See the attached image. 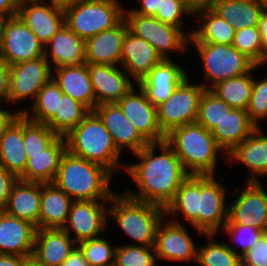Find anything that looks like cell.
<instances>
[{
    "mask_svg": "<svg viewBox=\"0 0 267 266\" xmlns=\"http://www.w3.org/2000/svg\"><path fill=\"white\" fill-rule=\"evenodd\" d=\"M157 147L161 152L155 155ZM134 155L139 162L122 166L139 190L135 193L127 189L124 193L166 209L182 182L189 176L181 160L166 141L148 143Z\"/></svg>",
    "mask_w": 267,
    "mask_h": 266,
    "instance_id": "1",
    "label": "cell"
},
{
    "mask_svg": "<svg viewBox=\"0 0 267 266\" xmlns=\"http://www.w3.org/2000/svg\"><path fill=\"white\" fill-rule=\"evenodd\" d=\"M225 201L226 188L214 175H189L166 207L165 215H182L199 234H217L228 219Z\"/></svg>",
    "mask_w": 267,
    "mask_h": 266,
    "instance_id": "2",
    "label": "cell"
},
{
    "mask_svg": "<svg viewBox=\"0 0 267 266\" xmlns=\"http://www.w3.org/2000/svg\"><path fill=\"white\" fill-rule=\"evenodd\" d=\"M112 173L105 167L66 151L53 183L73 201L110 200Z\"/></svg>",
    "mask_w": 267,
    "mask_h": 266,
    "instance_id": "3",
    "label": "cell"
},
{
    "mask_svg": "<svg viewBox=\"0 0 267 266\" xmlns=\"http://www.w3.org/2000/svg\"><path fill=\"white\" fill-rule=\"evenodd\" d=\"M165 141L172 147L189 175H216L218 154L226 153L211 131L197 122L172 129Z\"/></svg>",
    "mask_w": 267,
    "mask_h": 266,
    "instance_id": "4",
    "label": "cell"
},
{
    "mask_svg": "<svg viewBox=\"0 0 267 266\" xmlns=\"http://www.w3.org/2000/svg\"><path fill=\"white\" fill-rule=\"evenodd\" d=\"M66 149L70 154L97 163L112 174L119 167L121 153L113 143L111 134L99 117L90 113L65 136Z\"/></svg>",
    "mask_w": 267,
    "mask_h": 266,
    "instance_id": "5",
    "label": "cell"
},
{
    "mask_svg": "<svg viewBox=\"0 0 267 266\" xmlns=\"http://www.w3.org/2000/svg\"><path fill=\"white\" fill-rule=\"evenodd\" d=\"M108 218L118 223L119 228L125 232L137 246H154L157 227L166 217L165 208L136 200L122 194L114 193L109 201Z\"/></svg>",
    "mask_w": 267,
    "mask_h": 266,
    "instance_id": "6",
    "label": "cell"
},
{
    "mask_svg": "<svg viewBox=\"0 0 267 266\" xmlns=\"http://www.w3.org/2000/svg\"><path fill=\"white\" fill-rule=\"evenodd\" d=\"M119 0H82L64 10L65 25L79 38L87 40L117 26L124 19Z\"/></svg>",
    "mask_w": 267,
    "mask_h": 266,
    "instance_id": "7",
    "label": "cell"
},
{
    "mask_svg": "<svg viewBox=\"0 0 267 266\" xmlns=\"http://www.w3.org/2000/svg\"><path fill=\"white\" fill-rule=\"evenodd\" d=\"M202 60L203 77L200 84L211 90L220 82L249 73L256 64L232 45L193 43ZM208 81L210 85L208 84Z\"/></svg>",
    "mask_w": 267,
    "mask_h": 266,
    "instance_id": "8",
    "label": "cell"
},
{
    "mask_svg": "<svg viewBox=\"0 0 267 266\" xmlns=\"http://www.w3.org/2000/svg\"><path fill=\"white\" fill-rule=\"evenodd\" d=\"M124 19L129 30L150 43L165 60L170 59L171 52L182 51L183 53L188 46L189 37L193 33V29L187 33L183 29L165 24L155 17L133 14L126 8Z\"/></svg>",
    "mask_w": 267,
    "mask_h": 266,
    "instance_id": "9",
    "label": "cell"
},
{
    "mask_svg": "<svg viewBox=\"0 0 267 266\" xmlns=\"http://www.w3.org/2000/svg\"><path fill=\"white\" fill-rule=\"evenodd\" d=\"M204 91L200 83L191 84L188 76L165 102L157 106L158 123L165 135L176 127L196 122Z\"/></svg>",
    "mask_w": 267,
    "mask_h": 266,
    "instance_id": "10",
    "label": "cell"
},
{
    "mask_svg": "<svg viewBox=\"0 0 267 266\" xmlns=\"http://www.w3.org/2000/svg\"><path fill=\"white\" fill-rule=\"evenodd\" d=\"M3 30L2 57L10 65L44 56V45L17 15L0 19Z\"/></svg>",
    "mask_w": 267,
    "mask_h": 266,
    "instance_id": "11",
    "label": "cell"
},
{
    "mask_svg": "<svg viewBox=\"0 0 267 266\" xmlns=\"http://www.w3.org/2000/svg\"><path fill=\"white\" fill-rule=\"evenodd\" d=\"M110 200L73 201L65 226L62 228L78 244L100 237L108 227V202ZM107 203V205L105 204ZM76 237V238H75Z\"/></svg>",
    "mask_w": 267,
    "mask_h": 266,
    "instance_id": "12",
    "label": "cell"
},
{
    "mask_svg": "<svg viewBox=\"0 0 267 266\" xmlns=\"http://www.w3.org/2000/svg\"><path fill=\"white\" fill-rule=\"evenodd\" d=\"M50 64L43 56L10 65L8 102L14 106L20 100L34 98L32 104L38 92L52 79L53 69Z\"/></svg>",
    "mask_w": 267,
    "mask_h": 266,
    "instance_id": "13",
    "label": "cell"
},
{
    "mask_svg": "<svg viewBox=\"0 0 267 266\" xmlns=\"http://www.w3.org/2000/svg\"><path fill=\"white\" fill-rule=\"evenodd\" d=\"M233 196L236 199L228 205L226 224H242L267 232V193L260 180L246 182V186Z\"/></svg>",
    "mask_w": 267,
    "mask_h": 266,
    "instance_id": "14",
    "label": "cell"
},
{
    "mask_svg": "<svg viewBox=\"0 0 267 266\" xmlns=\"http://www.w3.org/2000/svg\"><path fill=\"white\" fill-rule=\"evenodd\" d=\"M154 248L157 261L162 259L170 262H184L192 259L197 261L198 248L177 217L172 219L164 217L160 222Z\"/></svg>",
    "mask_w": 267,
    "mask_h": 266,
    "instance_id": "15",
    "label": "cell"
},
{
    "mask_svg": "<svg viewBox=\"0 0 267 266\" xmlns=\"http://www.w3.org/2000/svg\"><path fill=\"white\" fill-rule=\"evenodd\" d=\"M137 87L139 94L133 87L116 104L148 143L165 141L166 135L158 123L157 107L148 100L140 86Z\"/></svg>",
    "mask_w": 267,
    "mask_h": 266,
    "instance_id": "16",
    "label": "cell"
},
{
    "mask_svg": "<svg viewBox=\"0 0 267 266\" xmlns=\"http://www.w3.org/2000/svg\"><path fill=\"white\" fill-rule=\"evenodd\" d=\"M18 16L43 45L65 25L64 10L44 0H20Z\"/></svg>",
    "mask_w": 267,
    "mask_h": 266,
    "instance_id": "17",
    "label": "cell"
},
{
    "mask_svg": "<svg viewBox=\"0 0 267 266\" xmlns=\"http://www.w3.org/2000/svg\"><path fill=\"white\" fill-rule=\"evenodd\" d=\"M93 112L111 134L121 154L125 148L135 154L148 144L116 103L97 105Z\"/></svg>",
    "mask_w": 267,
    "mask_h": 266,
    "instance_id": "18",
    "label": "cell"
},
{
    "mask_svg": "<svg viewBox=\"0 0 267 266\" xmlns=\"http://www.w3.org/2000/svg\"><path fill=\"white\" fill-rule=\"evenodd\" d=\"M188 77L184 67L163 59L153 66L150 72L137 84L146 94L148 100L155 106L165 102L180 83Z\"/></svg>",
    "mask_w": 267,
    "mask_h": 266,
    "instance_id": "19",
    "label": "cell"
},
{
    "mask_svg": "<svg viewBox=\"0 0 267 266\" xmlns=\"http://www.w3.org/2000/svg\"><path fill=\"white\" fill-rule=\"evenodd\" d=\"M119 67L121 66L88 64L96 106L117 103L134 87L131 77Z\"/></svg>",
    "mask_w": 267,
    "mask_h": 266,
    "instance_id": "20",
    "label": "cell"
},
{
    "mask_svg": "<svg viewBox=\"0 0 267 266\" xmlns=\"http://www.w3.org/2000/svg\"><path fill=\"white\" fill-rule=\"evenodd\" d=\"M162 60L150 43L127 30L122 44L121 67L136 85Z\"/></svg>",
    "mask_w": 267,
    "mask_h": 266,
    "instance_id": "21",
    "label": "cell"
},
{
    "mask_svg": "<svg viewBox=\"0 0 267 266\" xmlns=\"http://www.w3.org/2000/svg\"><path fill=\"white\" fill-rule=\"evenodd\" d=\"M128 29L123 19L117 26L85 40V62L121 66L122 44Z\"/></svg>",
    "mask_w": 267,
    "mask_h": 266,
    "instance_id": "22",
    "label": "cell"
},
{
    "mask_svg": "<svg viewBox=\"0 0 267 266\" xmlns=\"http://www.w3.org/2000/svg\"><path fill=\"white\" fill-rule=\"evenodd\" d=\"M36 226L0 211V254L32 256Z\"/></svg>",
    "mask_w": 267,
    "mask_h": 266,
    "instance_id": "23",
    "label": "cell"
},
{
    "mask_svg": "<svg viewBox=\"0 0 267 266\" xmlns=\"http://www.w3.org/2000/svg\"><path fill=\"white\" fill-rule=\"evenodd\" d=\"M257 127L244 141L235 146L228 154L226 162L243 164L250 169L245 182H258V176L267 175V136ZM258 175V176H257Z\"/></svg>",
    "mask_w": 267,
    "mask_h": 266,
    "instance_id": "24",
    "label": "cell"
},
{
    "mask_svg": "<svg viewBox=\"0 0 267 266\" xmlns=\"http://www.w3.org/2000/svg\"><path fill=\"white\" fill-rule=\"evenodd\" d=\"M53 69L55 74L52 73V79L61 91L93 111L96 107V98L88 72V64L84 62Z\"/></svg>",
    "mask_w": 267,
    "mask_h": 266,
    "instance_id": "25",
    "label": "cell"
},
{
    "mask_svg": "<svg viewBox=\"0 0 267 266\" xmlns=\"http://www.w3.org/2000/svg\"><path fill=\"white\" fill-rule=\"evenodd\" d=\"M76 247L63 229H37L32 257L45 266H60Z\"/></svg>",
    "mask_w": 267,
    "mask_h": 266,
    "instance_id": "26",
    "label": "cell"
},
{
    "mask_svg": "<svg viewBox=\"0 0 267 266\" xmlns=\"http://www.w3.org/2000/svg\"><path fill=\"white\" fill-rule=\"evenodd\" d=\"M40 199L41 183L18 178L2 211L10 216L27 220L39 229Z\"/></svg>",
    "mask_w": 267,
    "mask_h": 266,
    "instance_id": "27",
    "label": "cell"
},
{
    "mask_svg": "<svg viewBox=\"0 0 267 266\" xmlns=\"http://www.w3.org/2000/svg\"><path fill=\"white\" fill-rule=\"evenodd\" d=\"M66 151L65 138L59 136L41 154L27 155L25 171L18 178L30 182L53 183Z\"/></svg>",
    "mask_w": 267,
    "mask_h": 266,
    "instance_id": "28",
    "label": "cell"
},
{
    "mask_svg": "<svg viewBox=\"0 0 267 266\" xmlns=\"http://www.w3.org/2000/svg\"><path fill=\"white\" fill-rule=\"evenodd\" d=\"M49 56L55 68L82 64L85 62V40L64 25L44 45V57L50 63Z\"/></svg>",
    "mask_w": 267,
    "mask_h": 266,
    "instance_id": "29",
    "label": "cell"
},
{
    "mask_svg": "<svg viewBox=\"0 0 267 266\" xmlns=\"http://www.w3.org/2000/svg\"><path fill=\"white\" fill-rule=\"evenodd\" d=\"M72 202L54 183H41L39 229H62Z\"/></svg>",
    "mask_w": 267,
    "mask_h": 266,
    "instance_id": "30",
    "label": "cell"
},
{
    "mask_svg": "<svg viewBox=\"0 0 267 266\" xmlns=\"http://www.w3.org/2000/svg\"><path fill=\"white\" fill-rule=\"evenodd\" d=\"M257 127L250 121L247 111L232 109L211 130L217 144L226 155L244 141Z\"/></svg>",
    "mask_w": 267,
    "mask_h": 266,
    "instance_id": "31",
    "label": "cell"
},
{
    "mask_svg": "<svg viewBox=\"0 0 267 266\" xmlns=\"http://www.w3.org/2000/svg\"><path fill=\"white\" fill-rule=\"evenodd\" d=\"M23 140V114H20L0 138V164L19 177L27 163Z\"/></svg>",
    "mask_w": 267,
    "mask_h": 266,
    "instance_id": "32",
    "label": "cell"
},
{
    "mask_svg": "<svg viewBox=\"0 0 267 266\" xmlns=\"http://www.w3.org/2000/svg\"><path fill=\"white\" fill-rule=\"evenodd\" d=\"M208 6L233 26L235 31L258 27L264 9L255 0H209Z\"/></svg>",
    "mask_w": 267,
    "mask_h": 266,
    "instance_id": "33",
    "label": "cell"
},
{
    "mask_svg": "<svg viewBox=\"0 0 267 266\" xmlns=\"http://www.w3.org/2000/svg\"><path fill=\"white\" fill-rule=\"evenodd\" d=\"M199 19V29L193 30L189 37V44L192 43H215L232 45L235 30L227 21L221 18L209 6L198 10L193 17Z\"/></svg>",
    "mask_w": 267,
    "mask_h": 266,
    "instance_id": "34",
    "label": "cell"
},
{
    "mask_svg": "<svg viewBox=\"0 0 267 266\" xmlns=\"http://www.w3.org/2000/svg\"><path fill=\"white\" fill-rule=\"evenodd\" d=\"M258 67L256 65L249 73L218 83L211 91L230 107L247 111L253 87L252 72Z\"/></svg>",
    "mask_w": 267,
    "mask_h": 266,
    "instance_id": "35",
    "label": "cell"
},
{
    "mask_svg": "<svg viewBox=\"0 0 267 266\" xmlns=\"http://www.w3.org/2000/svg\"><path fill=\"white\" fill-rule=\"evenodd\" d=\"M89 113L90 110L85 105L63 93L58 95L57 110L46 125L59 136H65Z\"/></svg>",
    "mask_w": 267,
    "mask_h": 266,
    "instance_id": "36",
    "label": "cell"
},
{
    "mask_svg": "<svg viewBox=\"0 0 267 266\" xmlns=\"http://www.w3.org/2000/svg\"><path fill=\"white\" fill-rule=\"evenodd\" d=\"M210 240L208 244L199 246L197 263L201 266H241L239 252L227 243L217 242L216 234H205Z\"/></svg>",
    "mask_w": 267,
    "mask_h": 266,
    "instance_id": "37",
    "label": "cell"
},
{
    "mask_svg": "<svg viewBox=\"0 0 267 266\" xmlns=\"http://www.w3.org/2000/svg\"><path fill=\"white\" fill-rule=\"evenodd\" d=\"M58 95H63L60 87L51 79L46 83L43 88L38 92L35 101L32 103V115L26 110H20L27 119L46 124L55 114L58 104Z\"/></svg>",
    "mask_w": 267,
    "mask_h": 266,
    "instance_id": "38",
    "label": "cell"
},
{
    "mask_svg": "<svg viewBox=\"0 0 267 266\" xmlns=\"http://www.w3.org/2000/svg\"><path fill=\"white\" fill-rule=\"evenodd\" d=\"M59 137L49 126L36 123L23 115V140L26 155H37L45 151Z\"/></svg>",
    "mask_w": 267,
    "mask_h": 266,
    "instance_id": "39",
    "label": "cell"
},
{
    "mask_svg": "<svg viewBox=\"0 0 267 266\" xmlns=\"http://www.w3.org/2000/svg\"><path fill=\"white\" fill-rule=\"evenodd\" d=\"M232 109L211 90L205 89L199 102L196 122L211 131Z\"/></svg>",
    "mask_w": 267,
    "mask_h": 266,
    "instance_id": "40",
    "label": "cell"
},
{
    "mask_svg": "<svg viewBox=\"0 0 267 266\" xmlns=\"http://www.w3.org/2000/svg\"><path fill=\"white\" fill-rule=\"evenodd\" d=\"M232 46L244 53L257 66L264 65V46L258 27H246L235 31Z\"/></svg>",
    "mask_w": 267,
    "mask_h": 266,
    "instance_id": "41",
    "label": "cell"
},
{
    "mask_svg": "<svg viewBox=\"0 0 267 266\" xmlns=\"http://www.w3.org/2000/svg\"><path fill=\"white\" fill-rule=\"evenodd\" d=\"M77 247L83 253L89 266H114L116 247L105 238H93L82 241Z\"/></svg>",
    "mask_w": 267,
    "mask_h": 266,
    "instance_id": "42",
    "label": "cell"
},
{
    "mask_svg": "<svg viewBox=\"0 0 267 266\" xmlns=\"http://www.w3.org/2000/svg\"><path fill=\"white\" fill-rule=\"evenodd\" d=\"M154 246L117 245L114 266H156Z\"/></svg>",
    "mask_w": 267,
    "mask_h": 266,
    "instance_id": "43",
    "label": "cell"
},
{
    "mask_svg": "<svg viewBox=\"0 0 267 266\" xmlns=\"http://www.w3.org/2000/svg\"><path fill=\"white\" fill-rule=\"evenodd\" d=\"M250 121L259 127L260 119L267 118V78L256 80L253 78L251 98L247 108Z\"/></svg>",
    "mask_w": 267,
    "mask_h": 266,
    "instance_id": "44",
    "label": "cell"
},
{
    "mask_svg": "<svg viewBox=\"0 0 267 266\" xmlns=\"http://www.w3.org/2000/svg\"><path fill=\"white\" fill-rule=\"evenodd\" d=\"M221 230L231 236V240L239 244L238 246H241L240 256L245 254L265 233V231L259 228L242 224H225Z\"/></svg>",
    "mask_w": 267,
    "mask_h": 266,
    "instance_id": "45",
    "label": "cell"
},
{
    "mask_svg": "<svg viewBox=\"0 0 267 266\" xmlns=\"http://www.w3.org/2000/svg\"><path fill=\"white\" fill-rule=\"evenodd\" d=\"M184 14L189 17L194 16V13L179 0H161L160 9H158L154 17L165 24L182 29Z\"/></svg>",
    "mask_w": 267,
    "mask_h": 266,
    "instance_id": "46",
    "label": "cell"
},
{
    "mask_svg": "<svg viewBox=\"0 0 267 266\" xmlns=\"http://www.w3.org/2000/svg\"><path fill=\"white\" fill-rule=\"evenodd\" d=\"M241 266H267V232L241 256Z\"/></svg>",
    "mask_w": 267,
    "mask_h": 266,
    "instance_id": "47",
    "label": "cell"
},
{
    "mask_svg": "<svg viewBox=\"0 0 267 266\" xmlns=\"http://www.w3.org/2000/svg\"><path fill=\"white\" fill-rule=\"evenodd\" d=\"M17 180L18 177L16 175L0 164V211L5 208L12 186Z\"/></svg>",
    "mask_w": 267,
    "mask_h": 266,
    "instance_id": "48",
    "label": "cell"
},
{
    "mask_svg": "<svg viewBox=\"0 0 267 266\" xmlns=\"http://www.w3.org/2000/svg\"><path fill=\"white\" fill-rule=\"evenodd\" d=\"M140 3V7L130 8L133 14L154 17L160 9L161 0H136Z\"/></svg>",
    "mask_w": 267,
    "mask_h": 266,
    "instance_id": "49",
    "label": "cell"
},
{
    "mask_svg": "<svg viewBox=\"0 0 267 266\" xmlns=\"http://www.w3.org/2000/svg\"><path fill=\"white\" fill-rule=\"evenodd\" d=\"M10 81V64L4 59H0V95L8 102Z\"/></svg>",
    "mask_w": 267,
    "mask_h": 266,
    "instance_id": "50",
    "label": "cell"
},
{
    "mask_svg": "<svg viewBox=\"0 0 267 266\" xmlns=\"http://www.w3.org/2000/svg\"><path fill=\"white\" fill-rule=\"evenodd\" d=\"M20 0H0V19L18 15Z\"/></svg>",
    "mask_w": 267,
    "mask_h": 266,
    "instance_id": "51",
    "label": "cell"
},
{
    "mask_svg": "<svg viewBox=\"0 0 267 266\" xmlns=\"http://www.w3.org/2000/svg\"><path fill=\"white\" fill-rule=\"evenodd\" d=\"M60 266H89L81 250L76 247Z\"/></svg>",
    "mask_w": 267,
    "mask_h": 266,
    "instance_id": "52",
    "label": "cell"
},
{
    "mask_svg": "<svg viewBox=\"0 0 267 266\" xmlns=\"http://www.w3.org/2000/svg\"><path fill=\"white\" fill-rule=\"evenodd\" d=\"M30 256L0 254V266H25Z\"/></svg>",
    "mask_w": 267,
    "mask_h": 266,
    "instance_id": "53",
    "label": "cell"
},
{
    "mask_svg": "<svg viewBox=\"0 0 267 266\" xmlns=\"http://www.w3.org/2000/svg\"><path fill=\"white\" fill-rule=\"evenodd\" d=\"M258 29L260 31L263 46H264V66L267 64V8H264L260 16V21L258 24Z\"/></svg>",
    "mask_w": 267,
    "mask_h": 266,
    "instance_id": "54",
    "label": "cell"
},
{
    "mask_svg": "<svg viewBox=\"0 0 267 266\" xmlns=\"http://www.w3.org/2000/svg\"><path fill=\"white\" fill-rule=\"evenodd\" d=\"M7 110L0 111V138L4 134L5 130L10 126V124L21 114L20 112H13Z\"/></svg>",
    "mask_w": 267,
    "mask_h": 266,
    "instance_id": "55",
    "label": "cell"
},
{
    "mask_svg": "<svg viewBox=\"0 0 267 266\" xmlns=\"http://www.w3.org/2000/svg\"><path fill=\"white\" fill-rule=\"evenodd\" d=\"M185 6H187L194 14L201 10L203 7L209 5V0H179Z\"/></svg>",
    "mask_w": 267,
    "mask_h": 266,
    "instance_id": "56",
    "label": "cell"
},
{
    "mask_svg": "<svg viewBox=\"0 0 267 266\" xmlns=\"http://www.w3.org/2000/svg\"><path fill=\"white\" fill-rule=\"evenodd\" d=\"M49 1L53 6L65 10L66 8L74 6L79 1L82 0H49Z\"/></svg>",
    "mask_w": 267,
    "mask_h": 266,
    "instance_id": "57",
    "label": "cell"
},
{
    "mask_svg": "<svg viewBox=\"0 0 267 266\" xmlns=\"http://www.w3.org/2000/svg\"><path fill=\"white\" fill-rule=\"evenodd\" d=\"M25 266H45L44 264L39 263L35 258L30 256L27 261Z\"/></svg>",
    "mask_w": 267,
    "mask_h": 266,
    "instance_id": "58",
    "label": "cell"
},
{
    "mask_svg": "<svg viewBox=\"0 0 267 266\" xmlns=\"http://www.w3.org/2000/svg\"><path fill=\"white\" fill-rule=\"evenodd\" d=\"M2 46H3V30L0 24V59H3L2 57Z\"/></svg>",
    "mask_w": 267,
    "mask_h": 266,
    "instance_id": "59",
    "label": "cell"
},
{
    "mask_svg": "<svg viewBox=\"0 0 267 266\" xmlns=\"http://www.w3.org/2000/svg\"><path fill=\"white\" fill-rule=\"evenodd\" d=\"M263 8H267V0H255Z\"/></svg>",
    "mask_w": 267,
    "mask_h": 266,
    "instance_id": "60",
    "label": "cell"
},
{
    "mask_svg": "<svg viewBox=\"0 0 267 266\" xmlns=\"http://www.w3.org/2000/svg\"><path fill=\"white\" fill-rule=\"evenodd\" d=\"M4 100V98L0 95V111H3V110H6V109H2V106H1V101H3Z\"/></svg>",
    "mask_w": 267,
    "mask_h": 266,
    "instance_id": "61",
    "label": "cell"
}]
</instances>
